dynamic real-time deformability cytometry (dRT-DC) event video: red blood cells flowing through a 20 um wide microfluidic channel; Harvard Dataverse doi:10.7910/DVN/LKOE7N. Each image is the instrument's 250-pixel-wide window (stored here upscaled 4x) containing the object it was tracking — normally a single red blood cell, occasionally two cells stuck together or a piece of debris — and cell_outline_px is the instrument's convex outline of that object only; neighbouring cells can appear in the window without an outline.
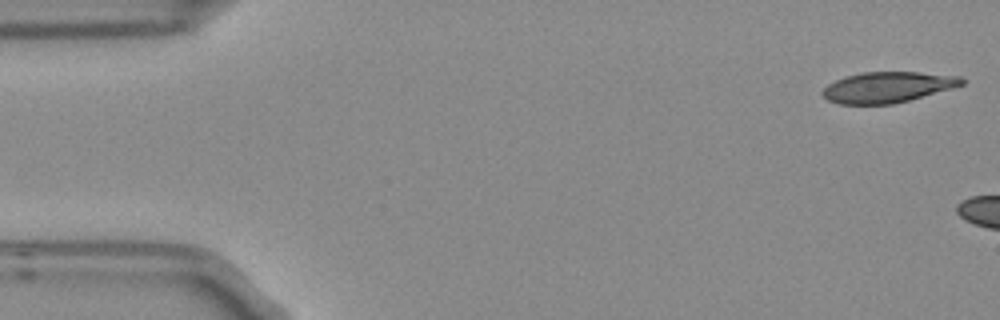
{"species": "Egyptian fruit bat (a non-hibernating species)", "species_latin": "Rousettus aegyptiacus", "temperature_condition": "room temperature", "stored_images_in_passage": 5, "segment_of_instrument_passage": [2, 2], "camera_frame_rate_fps": 3000, "um_per_image_px": 0.085, "frame": {"image": 1, "passage_image": 5, "time_ms": 1.333, "image_size_px": [1000, 320], "cell_outline_px": [[964, 84], [952, 88], [908, 100], [892, 104], [840, 104], [828, 100], [820, 92], [828, 84], [844, 76], [860, 72], [920, 72], [960, 76], [964, 80]], "centroid_in_image_um": [75.42, 7.4], "position_along_channel_um": 9.6, "area_um2": 24.85}}